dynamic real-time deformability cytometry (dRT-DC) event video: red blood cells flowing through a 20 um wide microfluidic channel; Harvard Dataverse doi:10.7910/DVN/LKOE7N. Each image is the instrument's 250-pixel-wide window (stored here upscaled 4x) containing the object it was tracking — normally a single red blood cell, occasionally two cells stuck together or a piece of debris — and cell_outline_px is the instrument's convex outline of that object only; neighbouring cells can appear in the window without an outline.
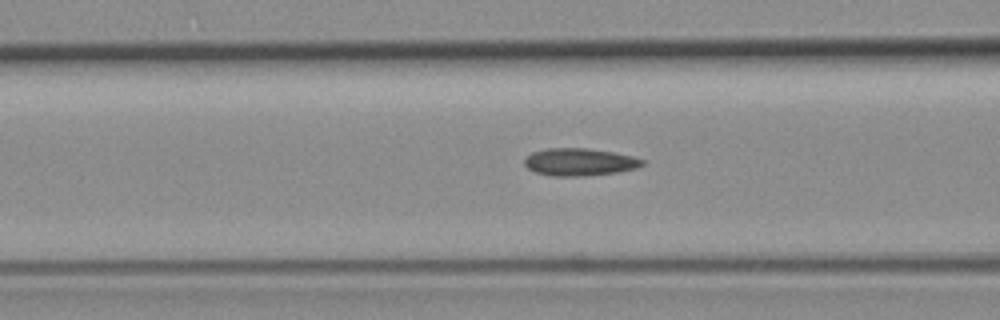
{"species": "common noctule bat (a hibernating species)", "species_latin": "Nyctalus noctula", "temperature_condition": "room temperature", "stored_images_in_passage": 30, "camera_frame_rate_fps": 3000, "um_per_image_px": 0.085, "animal": {"sex": "female", "body_mass_g": 19.3, "forearm_length_mm": 54.1}, "frame": {"image": 1, "passage_image": 9, "time_ms": 2.667, "image_size_px": [1000, 320], "cell_outline_px": [[644, 164], [636, 168], [616, 172], [580, 176], [552, 176], [536, 172], [528, 168], [524, 164], [524, 160], [532, 152], [548, 148], [588, 148], [612, 152], [632, 156], [644, 160]], "centroid_in_image_um": [49.25, 13.76], "position_along_channel_um": 117.4, "area_um2": 18.67}}
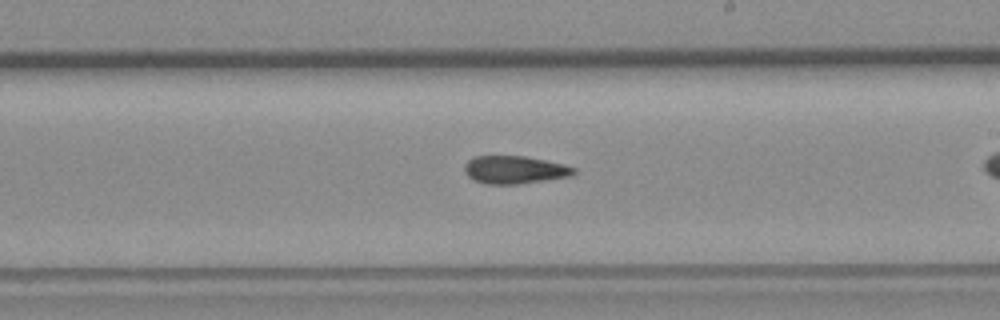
{"frame": {"image": 2, "passage_image": 19, "time_ms": 6.0, "image_size_px": [1000, 320], "cell_outline_px": [[576, 172], [572, 176], [516, 184], [484, 184], [472, 180], [464, 172], [464, 164], [468, 160], [476, 156], [524, 156], [564, 164], [576, 168]], "centroid_in_image_um": [43.71, 14.43], "position_along_channel_um": 245.3, "area_um2": 17.8}}
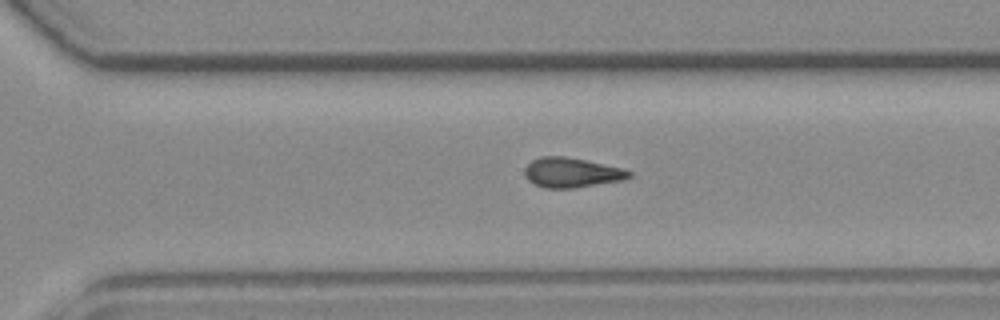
{"frame": {"image": 3, "passage_image": 25, "time_ms": 8.0, "image_size_px": [1000, 320], "cell_outline_px": [[632, 176], [624, 180], [572, 188], [544, 188], [528, 180], [524, 176], [524, 168], [532, 160], [540, 156], [564, 156], [624, 168], [632, 172]], "centroid_in_image_um": [48.59, 14.67], "position_along_channel_um": 322.0, "area_um2": 18.15}}